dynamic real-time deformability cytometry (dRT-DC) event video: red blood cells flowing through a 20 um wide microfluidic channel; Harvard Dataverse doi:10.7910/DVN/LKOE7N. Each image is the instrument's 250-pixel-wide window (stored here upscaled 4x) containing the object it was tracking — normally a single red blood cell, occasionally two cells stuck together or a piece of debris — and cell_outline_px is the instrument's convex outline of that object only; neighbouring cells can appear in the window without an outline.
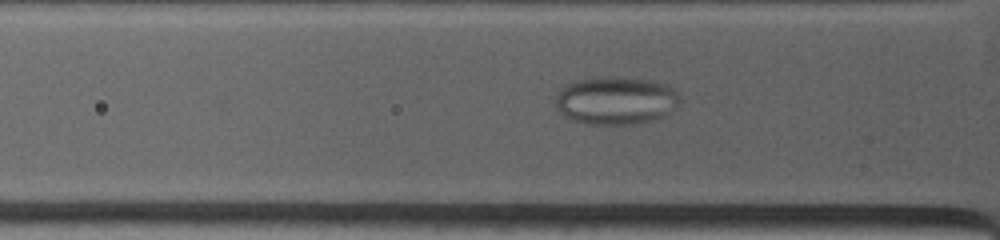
{"species": "common noctule bat (a hibernating species)", "species_latin": "Nyctalus noctula", "temperature_condition": "warm", "stored_images_in_passage": 81, "camera_frame_rate_fps": 4500, "um_per_image_px": 0.085, "animal": {"sex": "female", "body_mass_g": 19.0, "forearm_length_mm": 53.3}, "frame": {"image": 1, "passage_image": 8, "time_ms": 1.333, "image_size_px": [1000, 240], "cell_outline_px": [[680, 100], [676, 108], [664, 116], [640, 124], [588, 124], [560, 116], [556, 104], [556, 92], [560, 88], [568, 84], [580, 80], [616, 76], [652, 80], [668, 84], [680, 92]], "centroid_in_image_um": [52.39, 8.55], "position_along_channel_um": 73.4, "area_um2": 35.2}}
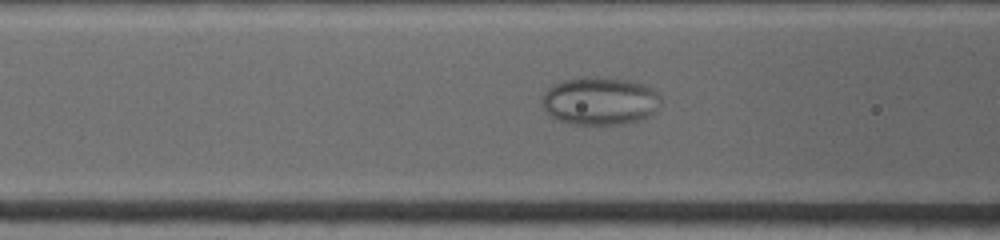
{"frame": {"image": 2, "passage_image": 15, "time_ms": 2.444, "image_size_px": [1000, 240], "cell_outline_px": [[660, 104], [648, 116], [624, 124], [572, 124], [560, 120], [552, 116], [544, 108], [544, 92], [552, 84], [564, 80], [588, 76], [596, 76], [632, 80], [644, 84], [652, 88], [660, 96]], "centroid_in_image_um": [51.0, 8.55], "position_along_channel_um": 115.6, "area_um2": 33.0}}